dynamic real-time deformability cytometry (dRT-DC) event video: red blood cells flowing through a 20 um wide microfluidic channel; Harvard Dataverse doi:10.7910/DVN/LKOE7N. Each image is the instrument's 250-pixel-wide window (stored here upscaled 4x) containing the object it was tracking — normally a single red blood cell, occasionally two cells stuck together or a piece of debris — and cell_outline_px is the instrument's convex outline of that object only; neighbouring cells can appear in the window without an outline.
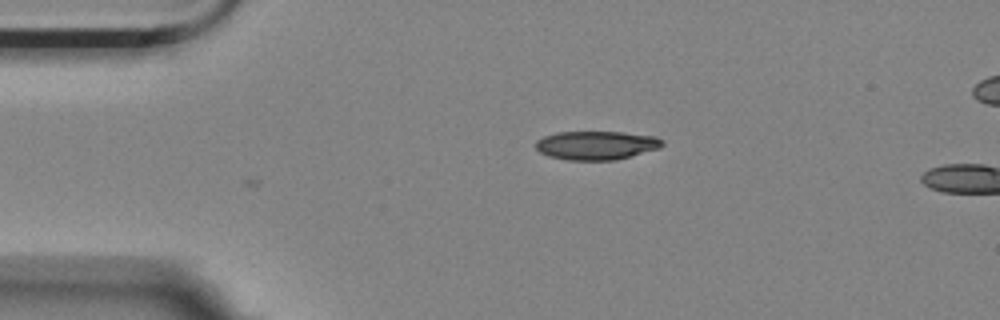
{"species": "Egyptian fruit bat (a non-hibernating species)", "species_latin": "Rousettus aegyptiacus", "temperature_condition": "room temperature", "stored_images_in_passage": 2, "camera_frame_rate_fps": 3000, "um_per_image_px": 0.085, "animal": {"sex": "female"}, "frame": {"image": 1, "passage_image": 1, "time_ms": 0.0, "image_size_px": [1000, 320], "cell_outline_px": [[664, 144], [660, 148], [616, 160], [568, 160], [548, 156], [540, 152], [536, 148], [536, 140], [544, 136], [556, 132], [624, 132], [656, 136], [664, 140]], "centroid_in_image_um": [50.71, 12.35], "position_along_channel_um": 34.3, "area_um2": 21.33}}